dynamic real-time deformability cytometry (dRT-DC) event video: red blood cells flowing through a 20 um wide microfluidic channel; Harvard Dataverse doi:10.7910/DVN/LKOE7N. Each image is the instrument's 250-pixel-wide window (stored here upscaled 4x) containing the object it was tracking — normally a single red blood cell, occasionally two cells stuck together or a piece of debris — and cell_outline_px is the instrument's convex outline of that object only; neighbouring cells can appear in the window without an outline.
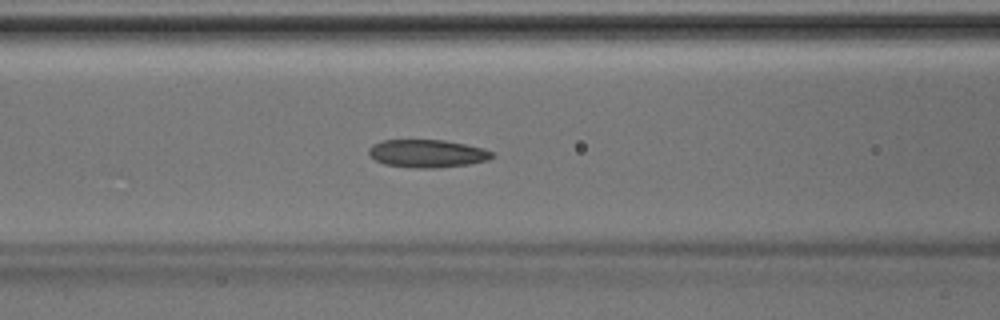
{"species": "Egyptian fruit bat (a non-hibernating species)", "species_latin": "Rousettus aegyptiacus", "temperature_condition": "room temperature", "stored_images_in_passage": 45, "camera_frame_rate_fps": 3000, "um_per_image_px": 0.085, "animal": {"sex": "male"}, "frame": {"image": 1, "passage_image": 19, "time_ms": 6.0, "image_size_px": [1000, 320], "cell_outline_px": [[496, 156], [488, 160], [468, 164], [436, 168], [416, 168], [384, 164], [376, 160], [368, 152], [368, 148], [372, 144], [384, 140], [444, 140], [484, 148], [492, 152]], "centroid_in_image_um": [36.33, 13.05], "position_along_channel_um": 130.3, "area_um2": 20.0}}
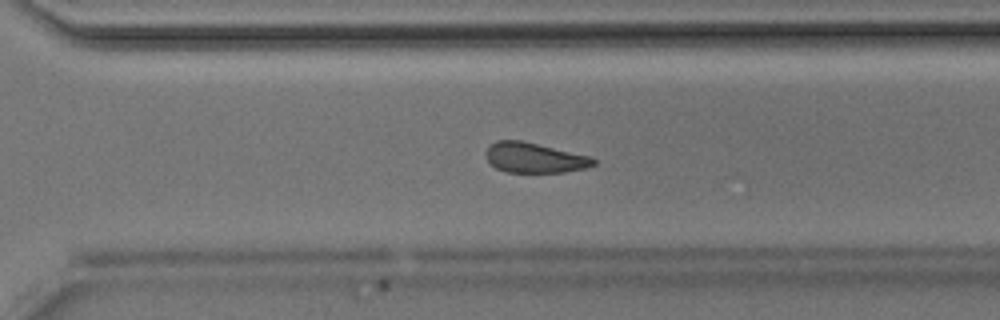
{"frame": {"image": 2, "passage_image": 32, "time_ms": 10.333, "image_size_px": [1000, 320], "cell_outline_px": [[596, 164], [584, 168], [564, 172], [508, 172], [496, 168], [484, 156], [484, 152], [488, 144], [496, 140], [520, 140], [592, 156], [596, 160]], "centroid_in_image_um": [45.4, 13.39], "position_along_channel_um": 325.2, "area_um2": 19.02}}
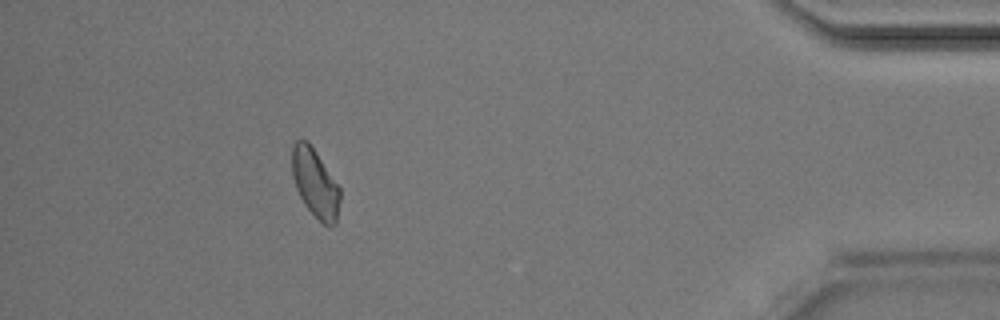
{"frame": {"image": 3, "passage_image": 41, "time_ms": 13.333, "image_size_px": [1000, 320], "cell_outline_px": [[340, 200], [336, 224], [328, 228], [304, 204], [296, 188], [292, 176], [292, 144], [296, 140], [308, 140], [340, 188]], "centroid_in_image_um": [26.78, 15.56], "position_along_channel_um": 408.4, "area_um2": 19.07}}